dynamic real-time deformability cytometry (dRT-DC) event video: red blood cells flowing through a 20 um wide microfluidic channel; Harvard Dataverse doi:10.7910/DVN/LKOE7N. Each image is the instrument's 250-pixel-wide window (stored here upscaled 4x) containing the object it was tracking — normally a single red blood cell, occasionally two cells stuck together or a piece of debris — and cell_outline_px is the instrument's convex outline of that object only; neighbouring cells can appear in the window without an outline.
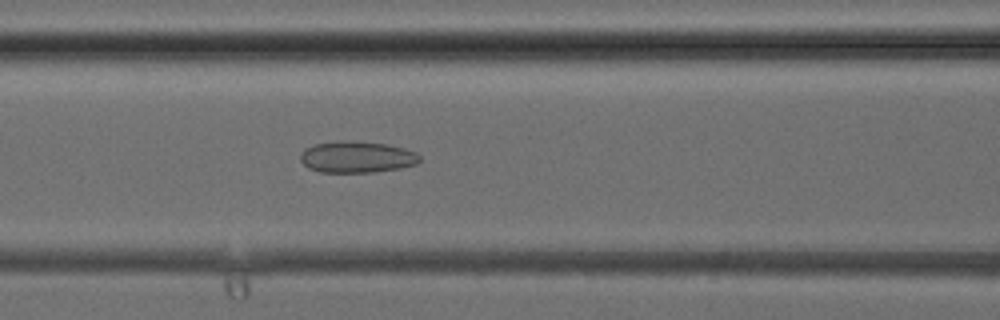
{"species": "common noctule bat (a hibernating species)", "species_latin": "Nyctalus noctula", "temperature_condition": "cold", "stored_images_in_passage": 28, "camera_frame_rate_fps": 3000, "um_per_image_px": 0.085, "animal": {"sex": "female", "body_mass_g": 24.6, "forearm_length_mm": 56.2}, "frame": {"image": 1, "passage_image": 6, "time_ms": 1.667, "image_size_px": [1000, 320], "cell_outline_px": [[420, 160], [416, 164], [400, 168], [372, 172], [320, 172], [308, 168], [300, 160], [300, 156], [304, 148], [312, 144], [336, 140], [340, 140], [388, 144], [404, 148], [416, 152], [420, 156]], "centroid_in_image_um": [30.3, 13.33], "position_along_channel_um": 136.3, "area_um2": 22.02}}
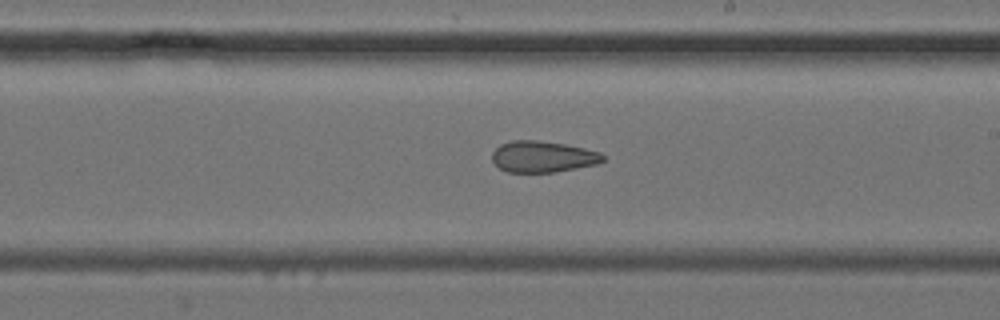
{"frame": {"image": 2, "passage_image": 12, "time_ms": 3.667, "image_size_px": [1000, 320], "cell_outline_px": [[604, 160], [596, 164], [556, 172], [508, 172], [500, 168], [492, 160], [492, 152], [500, 144], [512, 140], [536, 140], [564, 144], [584, 148], [600, 152], [604, 156]], "centroid_in_image_um": [46.12, 13.31], "position_along_channel_um": 242.9, "area_um2": 20.11}}
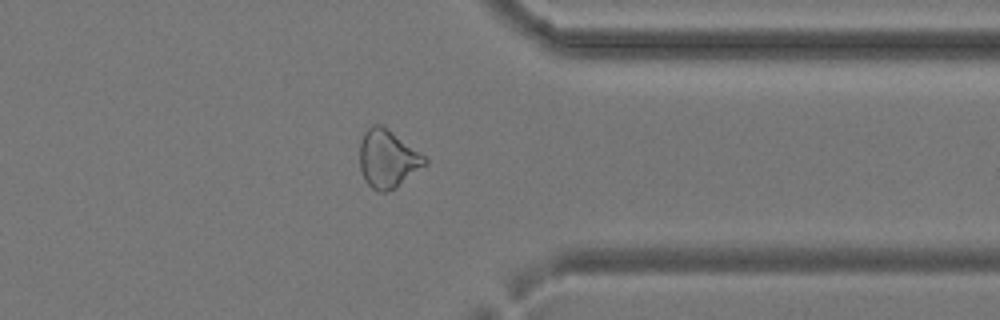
{"frame": {"image": 3, "passage_image": 20, "time_ms": 6.333, "image_size_px": [1000, 320], "cell_outline_px": [[428, 164], [396, 188], [384, 192], [376, 192], [364, 180], [360, 168], [360, 144], [364, 132], [372, 124], [380, 124], [388, 128], [424, 156], [428, 160]], "centroid_in_image_um": [32.95, 13.52], "position_along_channel_um": 378.4, "area_um2": 22.08}}